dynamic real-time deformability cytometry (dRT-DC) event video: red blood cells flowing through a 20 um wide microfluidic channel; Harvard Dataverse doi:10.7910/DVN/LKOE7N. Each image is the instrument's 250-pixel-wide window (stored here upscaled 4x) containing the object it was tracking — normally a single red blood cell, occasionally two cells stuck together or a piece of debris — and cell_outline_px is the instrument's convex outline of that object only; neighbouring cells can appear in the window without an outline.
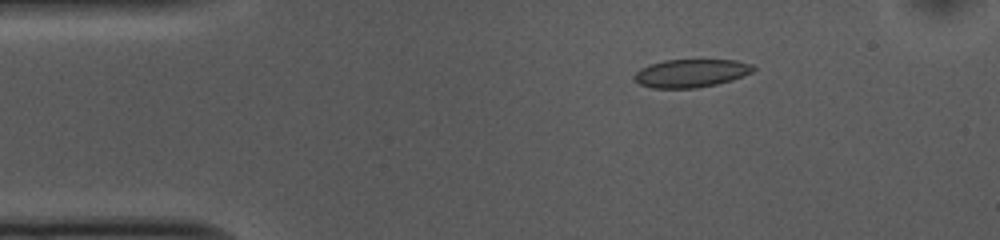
{"species": "common noctule bat (a hibernating species)", "species_latin": "Nyctalus noctula", "temperature_condition": "cold", "stored_images_in_passage": 35, "camera_frame_rate_fps": 3000, "um_per_image_px": 0.085, "animal": {"sex": "female", "body_mass_g": 10.0, "forearm_length_mm": 53.1}, "frame": {"image": 1, "passage_image": 8, "time_ms": 2.333, "image_size_px": [1000, 240], "cell_outline_px": [[756, 68], [752, 72], [732, 80], [716, 84], [696, 88], [652, 88], [640, 84], [632, 76], [640, 68], [648, 64], [664, 60], [736, 60], [752, 64]], "centroid_in_image_um": [58.72, 6.22], "position_along_channel_um": 26.3, "area_um2": 19.54}}
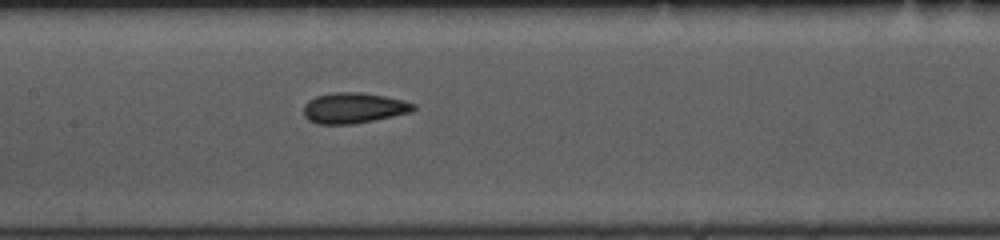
{"frame": {"image": 2, "passage_image": 24, "time_ms": 7.667, "image_size_px": [1000, 240], "cell_outline_px": [[416, 108], [412, 112], [352, 124], [316, 124], [308, 120], [304, 116], [304, 104], [308, 100], [316, 96], [332, 92], [360, 92], [384, 96], [416, 104]], "centroid_in_image_um": [30.02, 9.18], "position_along_channel_um": 177.4, "area_um2": 19.54}}
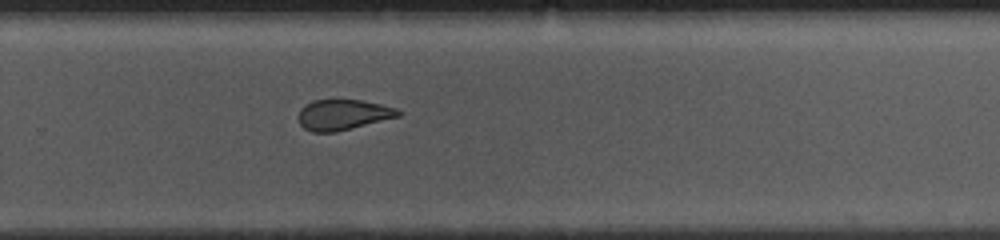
{"frame": {"image": 3, "passage_image": 34, "time_ms": 11.0, "image_size_px": [1000, 240], "cell_outline_px": [[400, 116], [336, 132], [312, 132], [304, 128], [300, 124], [300, 108], [304, 104], [312, 100], [360, 100], [380, 104], [396, 108], [400, 112]], "centroid_in_image_um": [29.14, 9.75], "position_along_channel_um": 300.7, "area_um2": 17.57}}